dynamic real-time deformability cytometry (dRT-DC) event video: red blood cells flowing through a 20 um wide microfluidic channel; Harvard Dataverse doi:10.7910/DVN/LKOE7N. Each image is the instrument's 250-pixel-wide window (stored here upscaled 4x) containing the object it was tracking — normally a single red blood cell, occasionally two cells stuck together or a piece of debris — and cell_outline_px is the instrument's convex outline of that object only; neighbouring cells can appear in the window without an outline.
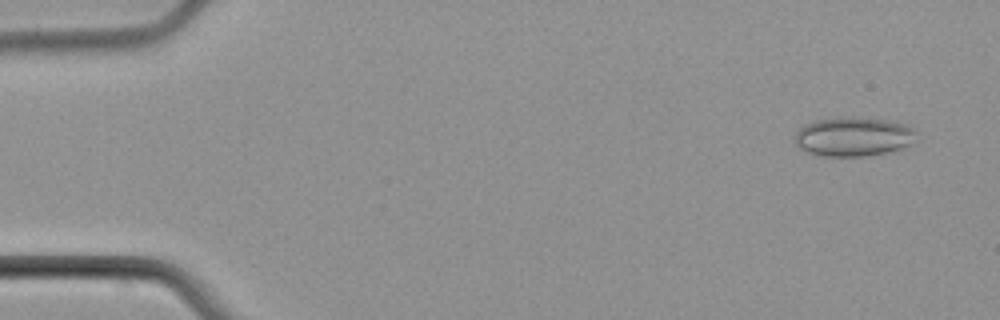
{"species": "common noctule bat (a hibernating species)", "species_latin": "Nyctalus noctula", "temperature_condition": "cold", "stored_images_in_passage": 5, "camera_frame_rate_fps": 3000, "um_per_image_px": 0.085, "animal": {"sex": "male", "body_mass_g": 21.5, "forearm_length_mm": 52.0}, "frame": {"image": 1, "passage_image": 1, "time_ms": 0.0, "image_size_px": [1000, 320], "cell_outline_px": [[916, 132], [908, 144], [900, 148], [884, 152], [864, 156], [820, 156], [808, 152], [800, 148], [796, 144], [796, 132], [804, 124], [816, 120], [840, 116], [852, 116], [888, 120], [904, 124], [912, 128]], "centroid_in_image_um": [72.47, 11.59], "position_along_channel_um": 12.5, "area_um2": 27.51}}